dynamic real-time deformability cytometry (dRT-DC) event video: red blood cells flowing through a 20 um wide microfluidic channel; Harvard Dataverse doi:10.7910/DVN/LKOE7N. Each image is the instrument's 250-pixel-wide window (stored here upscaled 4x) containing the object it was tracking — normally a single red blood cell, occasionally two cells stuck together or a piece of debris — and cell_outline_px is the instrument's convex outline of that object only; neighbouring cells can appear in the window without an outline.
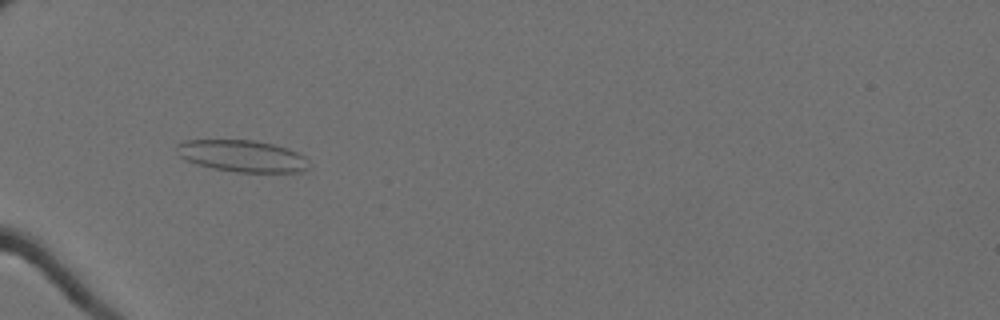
{"species": "Egyptian fruit bat (a non-hibernating species)", "species_latin": "Rousettus aegyptiacus", "temperature_condition": "cold", "stored_images_in_passage": 61, "camera_frame_rate_fps": 3000, "um_per_image_px": 0.085, "animal": {"sex": "female"}, "frame": {"image": 1, "passage_image": 23, "time_ms": 7.333, "image_size_px": [1000, 320], "cell_outline_px": [[308, 168], [304, 172], [236, 172], [212, 168], [196, 164], [184, 160], [180, 156], [176, 148], [176, 144], [184, 140], [252, 140], [272, 144], [288, 148], [304, 156], [308, 160]], "centroid_in_image_um": [20.58, 13.26], "position_along_channel_um": 64.4, "area_um2": 24.57}}
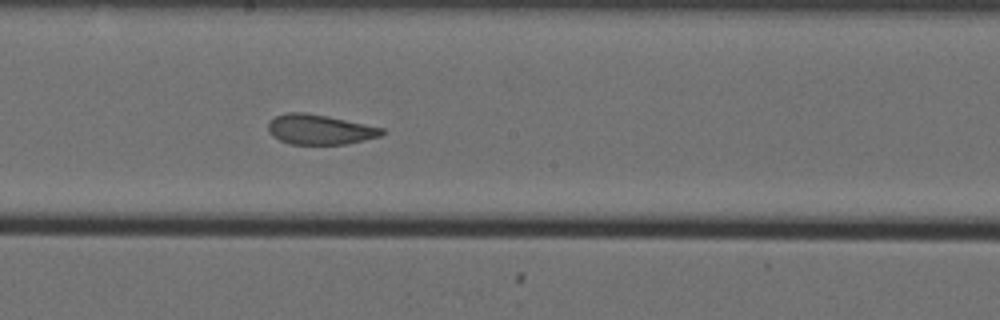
{"frame": {"image": 2, "passage_image": 37, "time_ms": 12.0, "image_size_px": [1000, 320], "cell_outline_px": [[384, 132], [380, 136], [364, 140], [344, 144], [288, 144], [272, 136], [268, 132], [268, 124], [276, 116], [288, 112], [304, 112], [328, 116], [384, 128]], "centroid_in_image_um": [27.16, 11.01], "position_along_channel_um": 221.0, "area_um2": 19.77}}
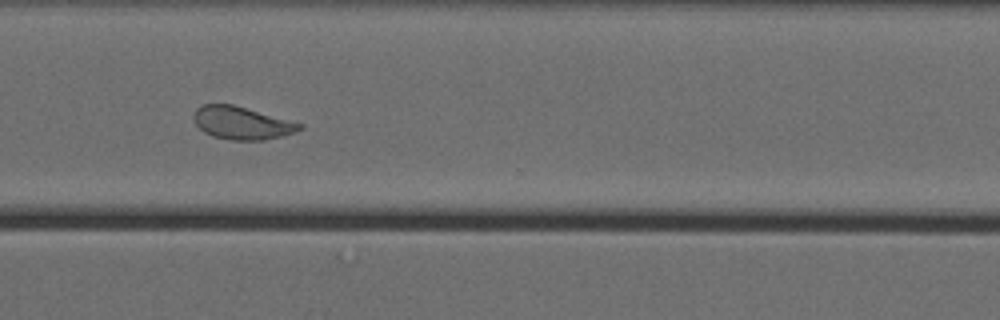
{"frame": {"image": 3, "passage_image": 48, "time_ms": 15.667, "image_size_px": [1000, 320], "cell_outline_px": [[304, 128], [280, 136], [264, 140], [232, 140], [212, 136], [204, 132], [196, 124], [192, 116], [196, 108], [204, 104], [232, 104], [304, 124]], "centroid_in_image_um": [20.53, 10.45], "position_along_channel_um": 350.1, "area_um2": 20.06}, "authors_computed_cell_mechanics": {"area_um2": 22.253, "velocity_mm_per_s": 3.5429, "shape_relaxation_time_tau1_ms": null, "shape_relaxation_time_tau2_ms": 1.6579, "deformation_change_tau1": null, "deformation_change_tau2": 0.072}}